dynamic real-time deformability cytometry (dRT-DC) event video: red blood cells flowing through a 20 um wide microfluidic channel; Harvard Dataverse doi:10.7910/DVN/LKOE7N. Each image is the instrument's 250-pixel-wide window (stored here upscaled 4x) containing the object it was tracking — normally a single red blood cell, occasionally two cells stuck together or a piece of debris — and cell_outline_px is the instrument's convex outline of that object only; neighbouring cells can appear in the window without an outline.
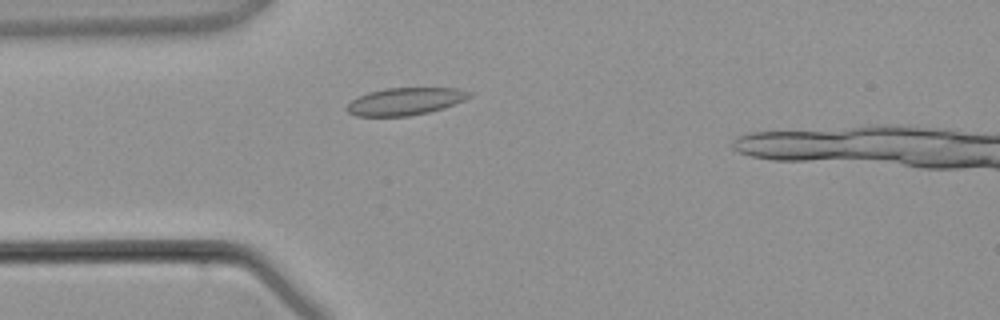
{"species": "common noctule bat (a hibernating species)", "species_latin": "Nyctalus noctula", "temperature_condition": "warm", "stored_images_in_passage": 4, "camera_frame_rate_fps": 3000, "um_per_image_px": 0.085, "animal": {"sex": "male", "body_mass_g": 21.5, "forearm_length_mm": 52.0}, "frame": {"image": 1, "passage_image": 3, "time_ms": 2.333, "image_size_px": [1000, 320], "cell_outline_px": [[472, 96], [464, 100], [444, 108], [428, 112], [408, 116], [356, 116], [348, 112], [344, 108], [352, 100], [368, 92], [384, 88], [460, 88], [472, 92]], "centroid_in_image_um": [34.46, 8.61], "position_along_channel_um": 50.5, "area_um2": 19.59}}